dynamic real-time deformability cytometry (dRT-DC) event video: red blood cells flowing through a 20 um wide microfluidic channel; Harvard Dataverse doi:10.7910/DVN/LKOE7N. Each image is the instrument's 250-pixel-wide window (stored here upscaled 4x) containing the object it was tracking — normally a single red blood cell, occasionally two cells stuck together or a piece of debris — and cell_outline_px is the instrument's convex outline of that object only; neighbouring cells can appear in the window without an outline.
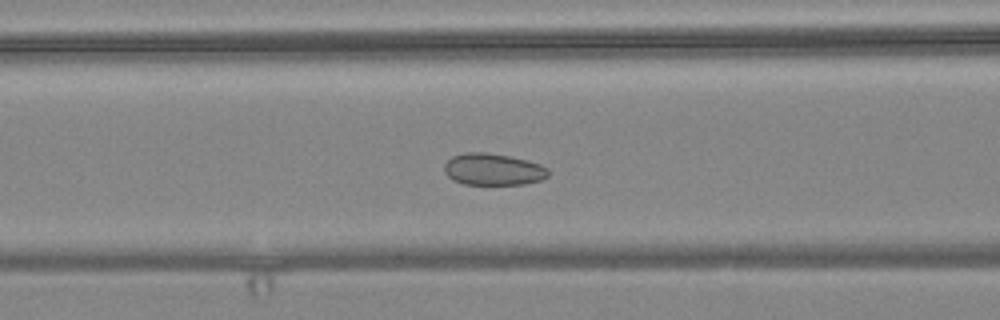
{"species": "common noctule bat (a hibernating species)", "species_latin": "Nyctalus noctula", "temperature_condition": "warm", "stored_images_in_passage": 47, "camera_frame_rate_fps": 3000, "um_per_image_px": 0.085, "animal": {"sex": "female", "body_mass_g": 24.6, "forearm_length_mm": 56.2}, "frame": {"image": 1, "passage_image": 13, "time_ms": 4.0, "image_size_px": [1000, 320], "cell_outline_px": [[548, 176], [540, 180], [524, 184], [464, 184], [452, 180], [444, 172], [444, 164], [452, 156], [464, 152], [484, 152], [508, 156], [528, 160], [540, 164], [548, 168]], "centroid_in_image_um": [41.89, 14.39], "position_along_channel_um": 124.7, "area_um2": 19.31}}
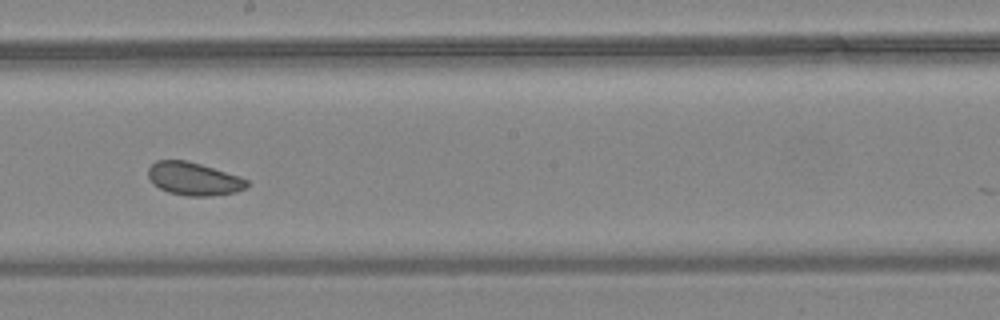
{"frame": {"image": 2, "passage_image": 22, "time_ms": 7.0, "image_size_px": [1000, 320], "cell_outline_px": [[248, 184], [244, 188], [236, 192], [208, 196], [188, 196], [168, 192], [152, 184], [148, 176], [148, 168], [156, 160], [188, 160], [240, 176], [248, 180]], "centroid_in_image_um": [16.45, 15.19], "position_along_channel_um": 231.8, "area_um2": 19.02}}
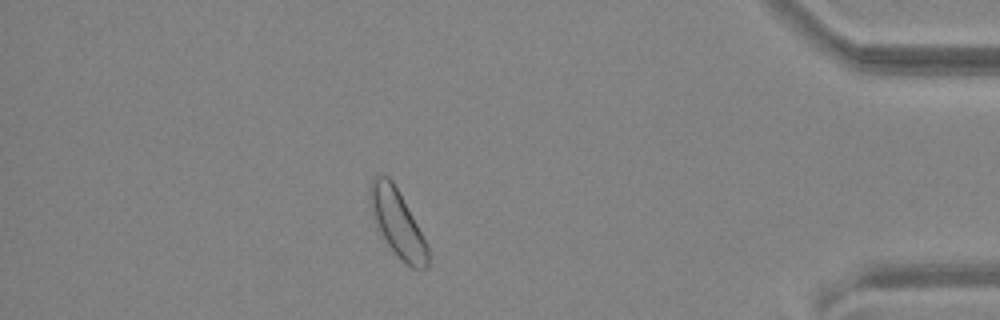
{"frame": {"image": 3, "passage_image": 40, "time_ms": 13.0, "image_size_px": [1000, 320], "cell_outline_px": [[428, 268], [412, 268], [388, 244], [380, 232], [372, 216], [368, 196], [368, 188], [372, 176], [388, 176], [392, 180], [428, 244]], "centroid_in_image_um": [33.75, 18.9], "position_along_channel_um": 401.5, "area_um2": 22.14}, "authors_computed_cell_mechanics": {"area_um2": 20.519, "velocity_mm_per_s": 3.5768, "shape_relaxation_time_tau1_ms": null, "shape_relaxation_time_tau2_ms": 2.6232, "deformation_change_tau1": null, "deformation_change_tau2": 0.067}}